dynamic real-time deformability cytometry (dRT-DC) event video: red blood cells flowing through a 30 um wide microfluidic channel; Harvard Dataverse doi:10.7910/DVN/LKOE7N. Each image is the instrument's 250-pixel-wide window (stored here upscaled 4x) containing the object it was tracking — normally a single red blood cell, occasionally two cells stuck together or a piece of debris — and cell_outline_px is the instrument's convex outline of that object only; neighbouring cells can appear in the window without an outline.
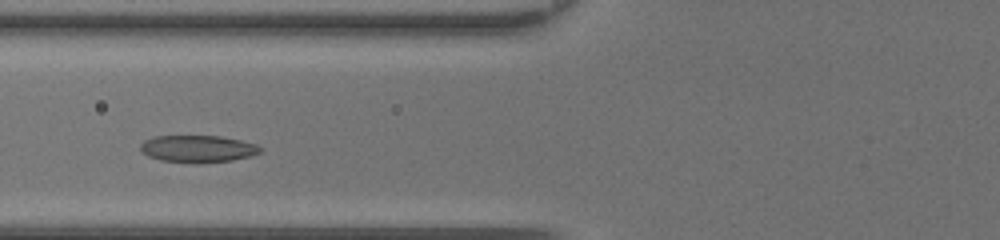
{"species": "common noctule bat (a hibernating species)", "species_latin": "Nyctalus noctula", "temperature_condition": "room temperature", "stored_images_in_passage": 33, "camera_frame_rate_fps": 3000, "um_per_image_px": 0.085, "animal": {"sex": "female", "body_mass_g": 20.0, "forearm_length_mm": 54.0}, "frame": {"image": 1, "passage_image": 9, "time_ms": 2.667, "image_size_px": [1000, 240], "cell_outline_px": [[264, 148], [260, 152], [252, 156], [232, 160], [196, 164], [160, 160], [148, 156], [140, 152], [140, 144], [144, 140], [152, 136], [220, 136], [240, 140], [256, 144]], "centroid_in_image_um": [16.8, 12.65], "position_along_channel_um": 109.0, "area_um2": 19.25}}
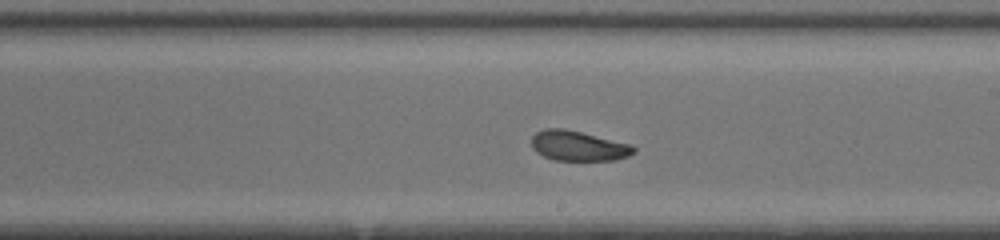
{"frame": {"image": 2, "passage_image": 18, "time_ms": 5.667, "image_size_px": [1000, 240], "cell_outline_px": [[636, 152], [628, 156], [612, 160], [556, 160], [544, 156], [536, 152], [532, 148], [532, 136], [536, 132], [544, 128], [564, 128], [632, 144], [636, 148]], "centroid_in_image_um": [49.16, 12.39], "position_along_channel_um": 239.8, "area_um2": 17.92}}
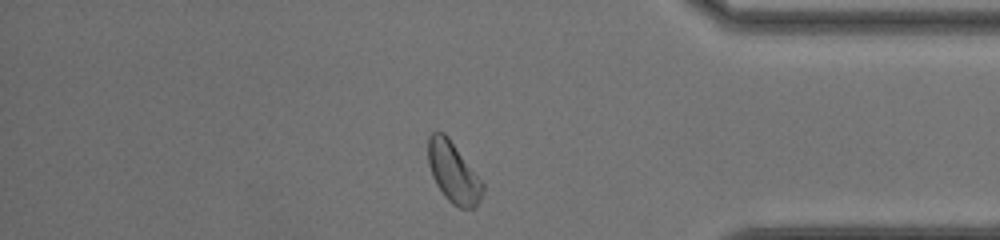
{"frame": {"image": 3, "passage_image": 30, "time_ms": 9.667, "image_size_px": [1000, 240], "cell_outline_px": [[484, 192], [476, 208], [460, 208], [452, 204], [444, 196], [436, 184], [432, 176], [428, 164], [428, 136], [432, 132], [444, 132], [448, 136], [484, 184]], "centroid_in_image_um": [38.53, 14.67], "position_along_channel_um": 396.7, "area_um2": 19.36}, "authors_computed_cell_mechanics": {"area_um2": 18.496, "velocity_mm_per_s": 4.3594, "shape_relaxation_time_tau1_ms": 4.4142, "shape_relaxation_time_tau2_ms": 1.2561, "deformation_change_tau1": 0.1135, "deformation_change_tau2": 0.0641}}